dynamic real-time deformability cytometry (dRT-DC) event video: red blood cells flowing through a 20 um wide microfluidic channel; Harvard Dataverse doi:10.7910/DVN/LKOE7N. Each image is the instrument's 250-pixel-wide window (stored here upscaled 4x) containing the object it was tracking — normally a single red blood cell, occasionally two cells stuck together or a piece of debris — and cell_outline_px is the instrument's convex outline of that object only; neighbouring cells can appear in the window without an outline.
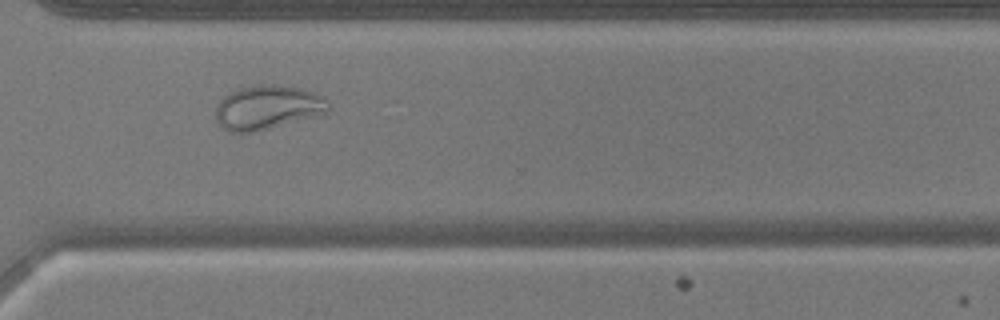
{"species": "common noctule bat (a hibernating species)", "species_latin": "Nyctalus noctula", "temperature_condition": "warm", "stored_images_in_passage": 50, "camera_frame_rate_fps": 3000, "um_per_image_px": 0.085, "animal": {"sex": "male", "body_mass_g": 17.9, "forearm_length_mm": 54.2}, "frame": {"image": 1, "passage_image": 36, "time_ms": 11.667, "image_size_px": [1000, 320], "cell_outline_px": [[332, 108], [324, 112], [268, 128], [252, 132], [228, 132], [216, 120], [216, 104], [228, 92], [240, 88], [256, 84], [276, 84], [300, 88], [324, 96], [328, 100]], "centroid_in_image_um": [22.7, 9.09], "position_along_channel_um": 347.9, "area_um2": 28.67}}